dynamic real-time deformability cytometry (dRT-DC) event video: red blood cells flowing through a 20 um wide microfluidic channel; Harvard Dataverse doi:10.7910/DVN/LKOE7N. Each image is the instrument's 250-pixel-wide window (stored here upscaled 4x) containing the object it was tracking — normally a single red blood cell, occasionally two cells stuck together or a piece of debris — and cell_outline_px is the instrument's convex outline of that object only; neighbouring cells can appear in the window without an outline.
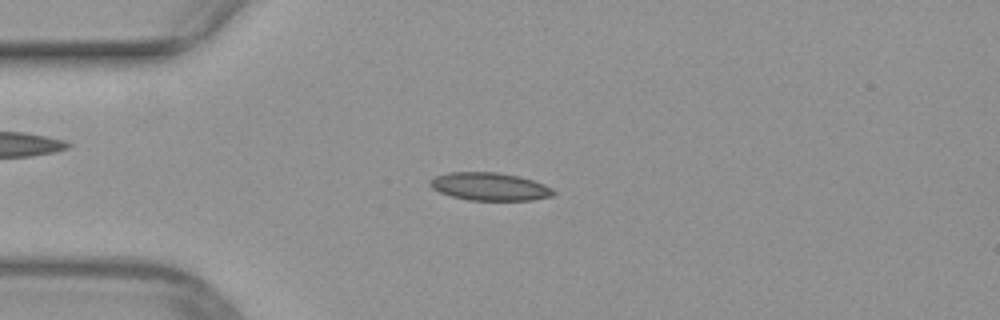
{"species": "common noctule bat (a hibernating species)", "species_latin": "Nyctalus noctula", "temperature_condition": "warm", "stored_images_in_passage": 41, "camera_frame_rate_fps": 3000, "um_per_image_px": 0.085, "animal": {"sex": "female", "body_mass_g": 29.2, "forearm_length_mm": 56.3}, "frame": {"image": 1, "passage_image": 4, "time_ms": 1.0, "image_size_px": [1000, 320], "cell_outline_px": [[556, 192], [552, 196], [532, 200], [468, 200], [452, 196], [440, 192], [432, 188], [428, 184], [428, 180], [436, 176], [448, 172], [496, 172], [516, 176], [532, 180], [544, 184], [552, 188]], "centroid_in_image_um": [41.6, 15.86], "position_along_channel_um": 43.4, "area_um2": 20.0}}
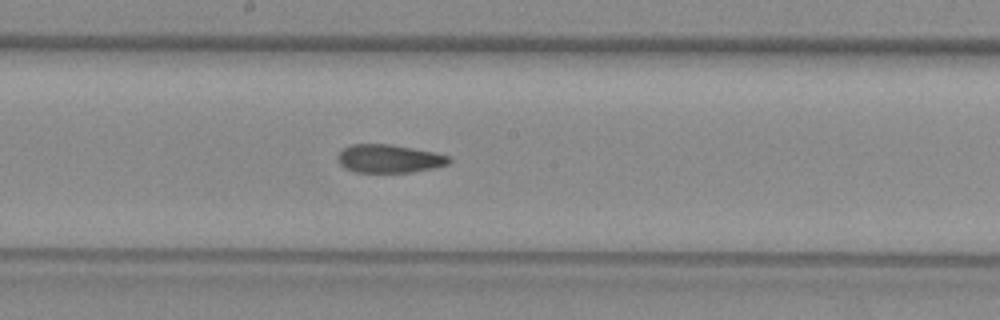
{"frame": {"image": 2, "passage_image": 18, "time_ms": 5.667, "image_size_px": [1000, 320], "cell_outline_px": [[452, 160], [448, 164], [436, 168], [412, 172], [356, 172], [344, 168], [336, 160], [336, 156], [344, 148], [352, 144], [388, 144], [436, 152], [452, 156]], "centroid_in_image_um": [33.11, 13.49], "position_along_channel_um": 215.1, "area_um2": 18.55}}
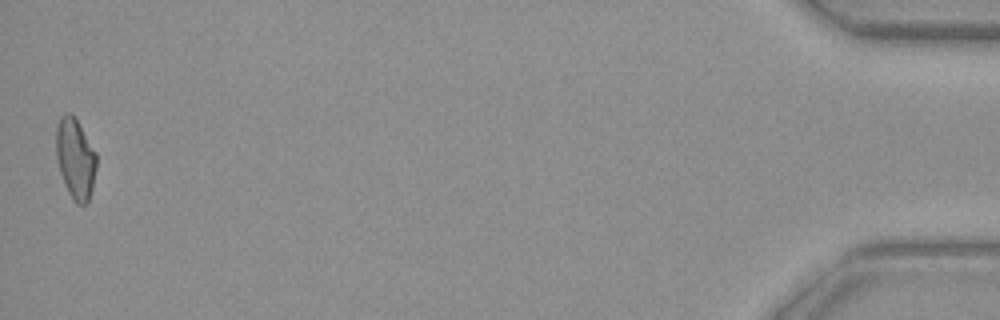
{"frame": {"image": 3, "passage_image": 41, "time_ms": 13.333, "image_size_px": [1000, 320], "cell_outline_px": [[96, 168], [92, 188], [88, 200], [84, 204], [76, 204], [72, 200], [64, 184], [60, 172], [56, 156], [56, 128], [60, 116], [64, 112], [72, 112], [96, 152]], "centroid_in_image_um": [6.39, 13.45], "position_along_channel_um": 428.8, "area_um2": 19.02}}